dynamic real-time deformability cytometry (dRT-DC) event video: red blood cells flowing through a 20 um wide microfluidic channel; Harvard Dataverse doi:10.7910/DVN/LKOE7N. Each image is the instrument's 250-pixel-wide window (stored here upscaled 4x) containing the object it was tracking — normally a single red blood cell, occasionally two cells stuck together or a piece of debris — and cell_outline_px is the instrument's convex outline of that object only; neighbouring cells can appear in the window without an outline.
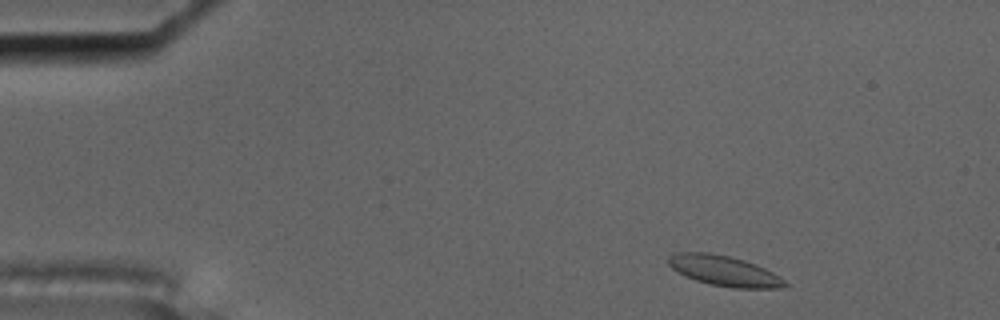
{"species": "common noctule bat (a hibernating species)", "species_latin": "Nyctalus noctula", "temperature_condition": "cold", "stored_images_in_passage": 5, "camera_frame_rate_fps": 3000, "um_per_image_px": 0.085, "animal": {"sex": "male", "body_mass_g": 17.5, "forearm_length_mm": 52.3}, "frame": {"image": 1, "passage_image": 1, "time_ms": 0.0, "image_size_px": [1000, 320], "cell_outline_px": [[788, 284], [780, 288], [732, 288], [708, 284], [696, 280], [672, 268], [668, 264], [668, 256], [680, 252], [708, 252], [728, 256], [744, 260], [756, 264], [780, 276]], "centroid_in_image_um": [61.57, 23.02], "position_along_channel_um": 23.4, "area_um2": 20.4}}